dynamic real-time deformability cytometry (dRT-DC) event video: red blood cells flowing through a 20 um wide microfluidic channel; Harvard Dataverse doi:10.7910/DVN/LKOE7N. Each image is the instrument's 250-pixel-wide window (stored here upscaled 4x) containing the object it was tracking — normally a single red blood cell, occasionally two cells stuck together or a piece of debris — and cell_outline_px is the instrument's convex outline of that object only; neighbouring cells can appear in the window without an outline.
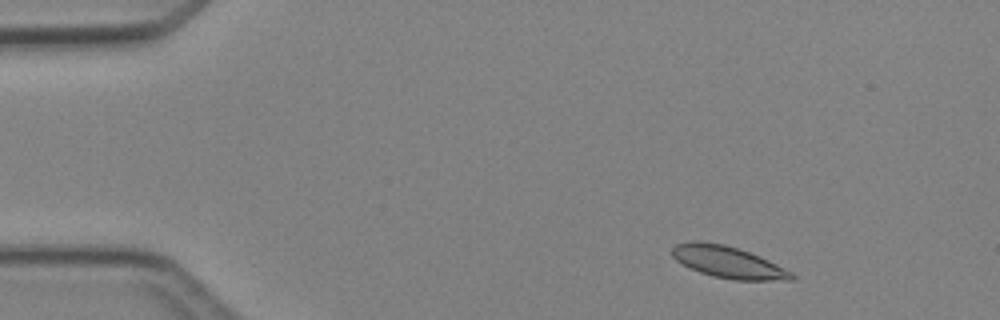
{"species": "Egyptian fruit bat (a non-hibernating species)", "species_latin": "Rousettus aegyptiacus", "temperature_condition": "cold", "stored_images_in_passage": 3, "camera_frame_rate_fps": 3000, "um_per_image_px": 0.085, "animal": {"sex": "female"}, "frame": {"image": 1, "passage_image": 1, "time_ms": 0.0, "image_size_px": [1000, 320], "cell_outline_px": [[796, 276], [792, 280], [732, 280], [712, 276], [700, 272], [676, 260], [672, 256], [672, 248], [676, 244], [692, 240], [700, 240], [724, 244], [760, 256], [792, 272]], "centroid_in_image_um": [61.88, 22.27], "position_along_channel_um": 23.1, "area_um2": 22.02}}
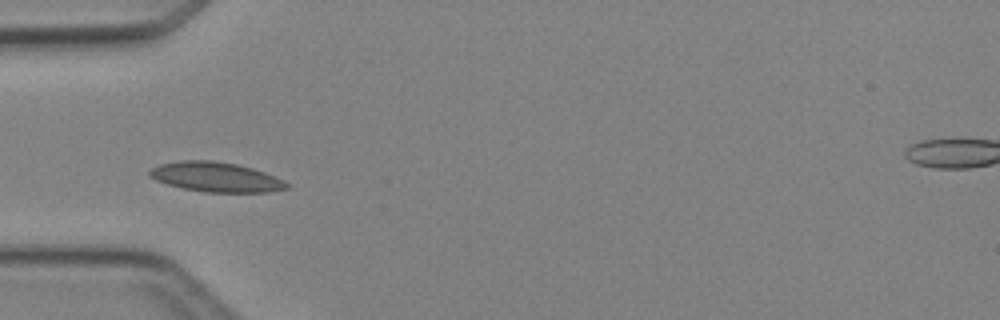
{"frame": {"image": 2, "passage_image": 3, "time_ms": 3.0, "image_size_px": [1000, 320], "cell_outline_px": [[292, 184], [288, 188], [268, 192], [204, 192], [184, 188], [168, 184], [156, 180], [148, 176], [148, 172], [152, 168], [160, 164], [180, 160], [212, 160], [236, 164], [252, 168], [264, 172], [284, 180]], "centroid_in_image_um": [18.37, 15.04], "position_along_channel_um": 66.6, "area_um2": 23.76}}